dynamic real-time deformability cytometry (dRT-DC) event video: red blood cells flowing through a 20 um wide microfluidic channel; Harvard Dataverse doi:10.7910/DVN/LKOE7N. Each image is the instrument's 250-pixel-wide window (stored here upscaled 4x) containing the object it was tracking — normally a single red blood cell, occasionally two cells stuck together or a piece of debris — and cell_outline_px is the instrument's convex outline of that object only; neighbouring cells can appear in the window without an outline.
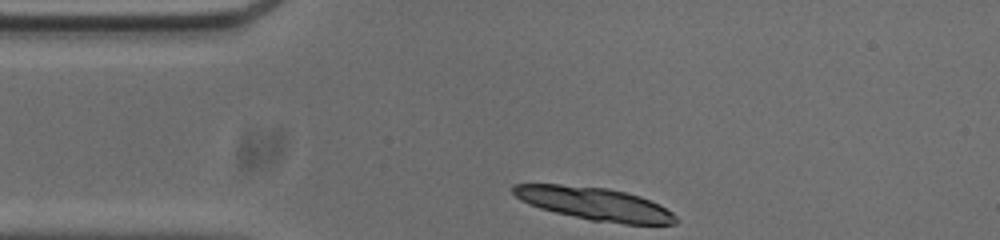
{"species": "common noctule bat (a hibernating species)", "species_latin": "Nyctalus noctula", "temperature_condition": "cold", "stored_images_in_passage": 34, "camera_frame_rate_fps": 3000, "um_per_image_px": 0.085, "animal": {"sex": "male", "body_mass_g": 20.0, "forearm_length_mm": 53.3}, "frame": {"image": 1, "passage_image": 1, "time_ms": 0.0, "image_size_px": [1000, 240], "cell_outline_px": [[676, 224], [624, 224], [592, 220], [556, 212], [540, 208], [528, 204], [520, 200], [512, 192], [512, 184], [560, 184], [608, 188], [640, 196], [672, 212], [676, 216]], "centroid_in_image_um": [50.5, 17.31], "position_along_channel_um": 34.5, "area_um2": 30.75}, "authors_computed_cell_mechanics": {"area_um2": 16.6175, "velocity_mm_per_s": 3.6648, "shape_relaxation_time_tau1_ms": 0.3026, "shape_relaxation_time_tau2_ms": 9.3697, "deformation_change_tau1": 0.2231, "deformation_change_tau2": 0.1103}}